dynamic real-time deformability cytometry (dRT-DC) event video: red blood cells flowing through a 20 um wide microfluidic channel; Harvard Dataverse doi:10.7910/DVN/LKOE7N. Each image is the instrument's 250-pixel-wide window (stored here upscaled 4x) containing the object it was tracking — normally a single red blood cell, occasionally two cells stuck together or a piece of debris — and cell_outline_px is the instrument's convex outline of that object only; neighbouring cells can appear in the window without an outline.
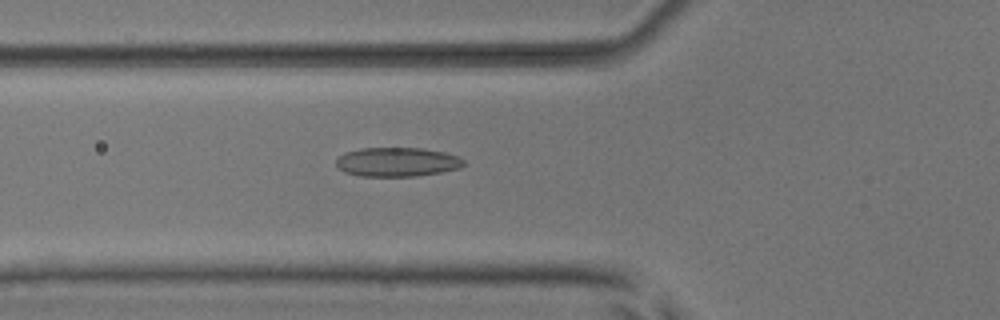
{"species": "common noctule bat (a hibernating species)", "species_latin": "Nyctalus noctula", "temperature_condition": "room temperature", "stored_images_in_passage": 53, "camera_frame_rate_fps": 3000, "um_per_image_px": 0.085, "animal": {"sex": "male", "body_mass_g": 17.9, "forearm_length_mm": 54.2}, "frame": {"image": 1, "passage_image": 20, "time_ms": 6.333, "image_size_px": [1000, 320], "cell_outline_px": [[464, 164], [460, 168], [440, 172], [416, 176], [360, 176], [344, 172], [336, 164], [336, 160], [344, 152], [360, 148], [420, 148], [444, 152], [456, 156], [464, 160]], "centroid_in_image_um": [33.73, 13.77], "position_along_channel_um": 92.1, "area_um2": 21.56}}
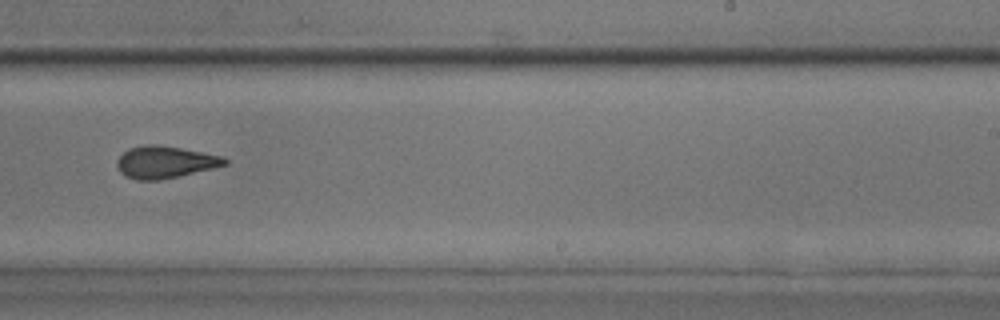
{"frame": {"image": 2, "passage_image": 34, "time_ms": 11.0, "image_size_px": [1000, 320], "cell_outline_px": [[228, 164], [212, 168], [176, 176], [156, 180], [136, 180], [124, 176], [120, 172], [116, 164], [116, 160], [128, 148], [144, 144], [160, 144], [224, 156], [228, 160]], "centroid_in_image_um": [14.0, 13.76], "position_along_channel_um": 275.0, "area_um2": 20.17}}
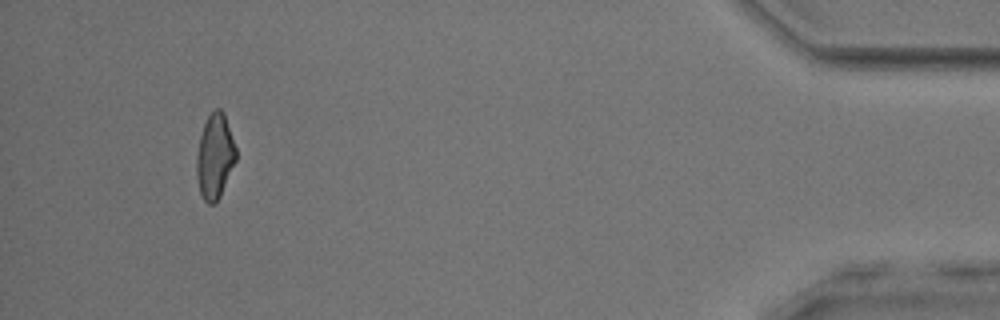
{"frame": {"image": 3, "passage_image": 50, "time_ms": 16.333, "image_size_px": [1000, 320], "cell_outline_px": [[236, 160], [220, 196], [216, 204], [208, 204], [204, 200], [200, 192], [196, 176], [196, 156], [200, 136], [204, 124], [208, 116], [216, 108], [220, 108], [224, 112], [236, 148]], "centroid_in_image_um": [18.26, 13.3], "position_along_channel_um": 416.9, "area_um2": 19.48}, "authors_computed_cell_mechanics": {"area_um2": 20.4034, "velocity_mm_per_s": 3.9264, "shape_relaxation_time_tau1_ms": null, "shape_relaxation_time_tau2_ms": 2.1531, "deformation_change_tau1": null, "deformation_change_tau2": 0.0916}}